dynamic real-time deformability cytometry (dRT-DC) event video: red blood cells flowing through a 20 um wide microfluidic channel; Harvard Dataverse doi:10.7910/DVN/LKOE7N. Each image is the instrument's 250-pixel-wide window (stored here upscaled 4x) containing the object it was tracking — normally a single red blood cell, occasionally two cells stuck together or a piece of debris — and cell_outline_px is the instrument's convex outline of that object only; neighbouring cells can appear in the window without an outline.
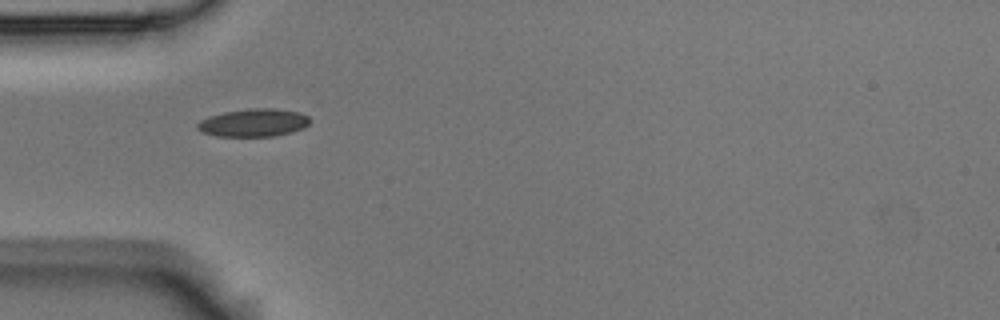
{"species": "Egyptian fruit bat (a non-hibernating species)", "species_latin": "Rousettus aegyptiacus", "temperature_condition": "room temperature", "stored_images_in_passage": 22, "camera_frame_rate_fps": 3000, "um_per_image_px": 0.085, "animal": {"sex": "male"}, "frame": {"image": 1, "passage_image": 1, "time_ms": 0.0, "image_size_px": [1000, 320], "cell_outline_px": [[308, 124], [304, 128], [292, 132], [272, 136], [216, 136], [200, 132], [196, 128], [196, 124], [200, 120], [208, 116], [224, 112], [248, 108], [272, 108], [300, 112], [308, 116]], "centroid_in_image_um": [21.51, 10.43], "position_along_channel_um": 63.5, "area_um2": 18.38}}
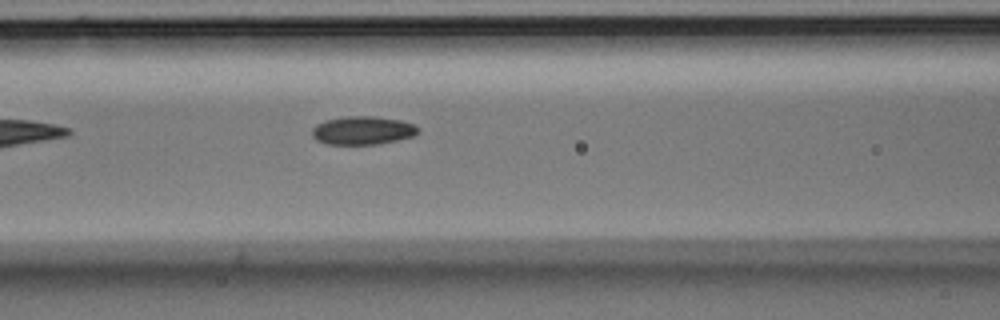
{"frame": {"image": 2, "passage_image": 7, "time_ms": 2.0, "image_size_px": [1000, 320], "cell_outline_px": [[420, 128], [412, 136], [380, 144], [324, 144], [316, 140], [312, 136], [312, 128], [316, 124], [324, 120], [348, 116], [372, 116], [400, 120], [412, 124]], "centroid_in_image_um": [30.77, 11.09], "position_along_channel_um": 135.8, "area_um2": 17.46}}
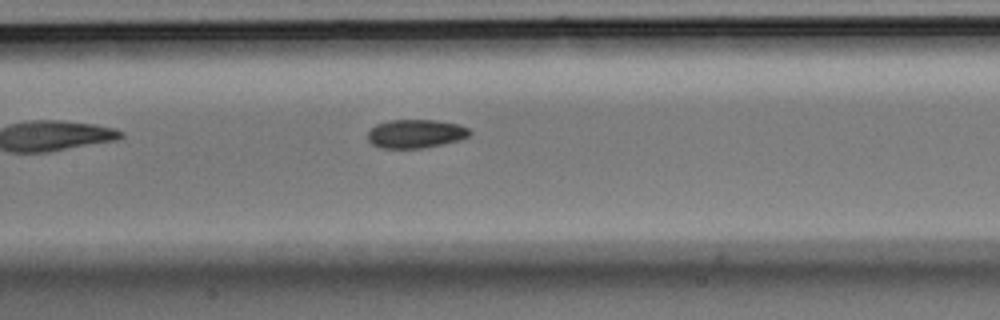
{"frame": {"image": 3, "passage_image": 10, "time_ms": 3.0, "image_size_px": [1000, 320], "cell_outline_px": [[472, 132], [468, 136], [456, 140], [424, 148], [380, 148], [372, 144], [368, 140], [368, 132], [376, 124], [388, 120], [436, 120], [460, 124], [468, 128]], "centroid_in_image_um": [35.31, 11.35], "position_along_channel_um": 172.1, "area_um2": 16.94}}